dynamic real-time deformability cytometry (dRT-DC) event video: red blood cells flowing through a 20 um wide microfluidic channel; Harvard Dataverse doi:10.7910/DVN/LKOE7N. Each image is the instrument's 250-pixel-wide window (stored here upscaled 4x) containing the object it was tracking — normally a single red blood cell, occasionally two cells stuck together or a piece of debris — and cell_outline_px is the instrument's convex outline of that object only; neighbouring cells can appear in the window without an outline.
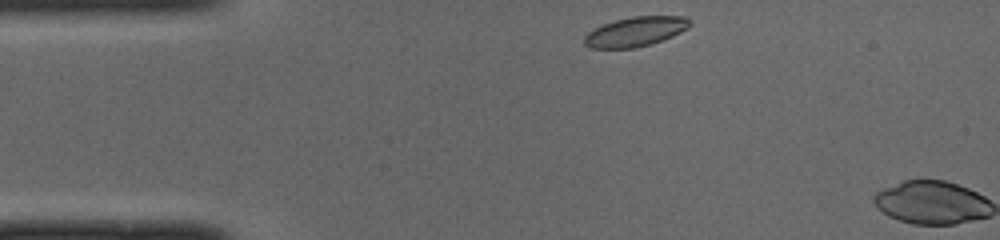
{"species": "common noctule bat (a hibernating species)", "species_latin": "Nyctalus noctula", "temperature_condition": "cold", "stored_images_in_passage": 2, "camera_frame_rate_fps": 3000, "um_per_image_px": 0.085, "animal": {"sex": "male", "body_mass_g": 19.0, "forearm_length_mm": 50.8}, "frame": {"image": 1, "passage_image": 1, "time_ms": 0.0, "image_size_px": [1000, 240], "cell_outline_px": [[692, 24], [688, 28], [672, 36], [652, 44], [636, 48], [592, 48], [584, 44], [584, 36], [588, 32], [604, 24], [616, 20], [632, 16], [684, 16]], "centroid_in_image_um": [54.02, 2.69], "position_along_channel_um": 31.0, "area_um2": 18.09}}